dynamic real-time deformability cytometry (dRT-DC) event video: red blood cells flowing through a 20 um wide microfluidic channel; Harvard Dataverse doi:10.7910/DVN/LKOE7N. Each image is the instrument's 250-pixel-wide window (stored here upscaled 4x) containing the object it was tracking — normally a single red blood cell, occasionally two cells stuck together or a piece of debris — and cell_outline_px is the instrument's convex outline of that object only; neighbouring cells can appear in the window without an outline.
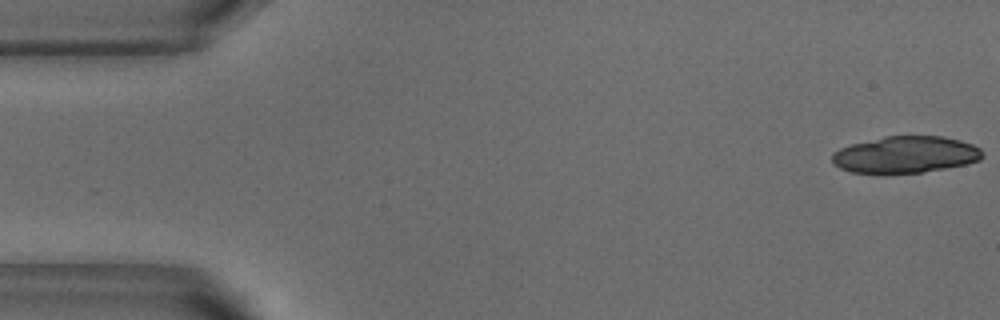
{"species": "common noctule bat (a hibernating species)", "species_latin": "Nyctalus noctula", "temperature_condition": "warm", "stored_images_in_passage": 19, "camera_frame_rate_fps": 3000, "um_per_image_px": 0.085, "animal": {"sex": "male", "body_mass_g": 18.8}, "frame": {"image": 1, "passage_image": 1, "time_ms": 0.0, "image_size_px": [1000, 320], "cell_outline_px": [[984, 156], [980, 160], [968, 164], [924, 172], [852, 172], [840, 168], [832, 164], [832, 152], [840, 148], [852, 144], [884, 136], [944, 136], [960, 140], [972, 144], [980, 148], [984, 152]], "centroid_in_image_um": [77.01, 13.13], "position_along_channel_um": 8.0, "area_um2": 32.14}}